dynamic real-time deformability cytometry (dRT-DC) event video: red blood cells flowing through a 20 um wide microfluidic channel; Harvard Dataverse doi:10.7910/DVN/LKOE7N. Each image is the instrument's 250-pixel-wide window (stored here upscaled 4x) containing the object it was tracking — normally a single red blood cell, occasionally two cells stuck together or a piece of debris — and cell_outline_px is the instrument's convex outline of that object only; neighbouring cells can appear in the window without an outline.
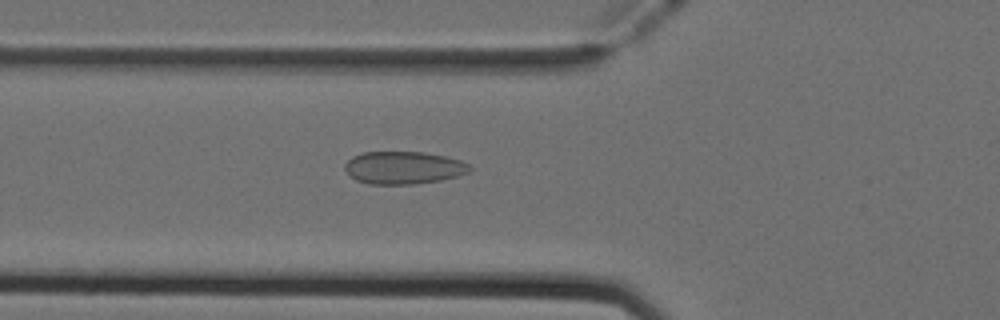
{"species": "Egyptian fruit bat (a non-hibernating species)", "species_latin": "Rousettus aegyptiacus", "temperature_condition": "cold", "stored_images_in_passage": 51, "camera_frame_rate_fps": 3000, "um_per_image_px": 0.085, "animal": {"sex": "female"}, "frame": {"image": 1, "passage_image": 18, "time_ms": 5.667, "image_size_px": [1000, 320], "cell_outline_px": [[472, 168], [468, 172], [456, 176], [440, 180], [412, 184], [368, 184], [356, 180], [344, 168], [344, 164], [352, 156], [364, 152], [424, 152], [444, 156], [460, 160], [468, 164]], "centroid_in_image_um": [34.28, 14.25], "position_along_channel_um": 91.5, "area_um2": 23.58}}
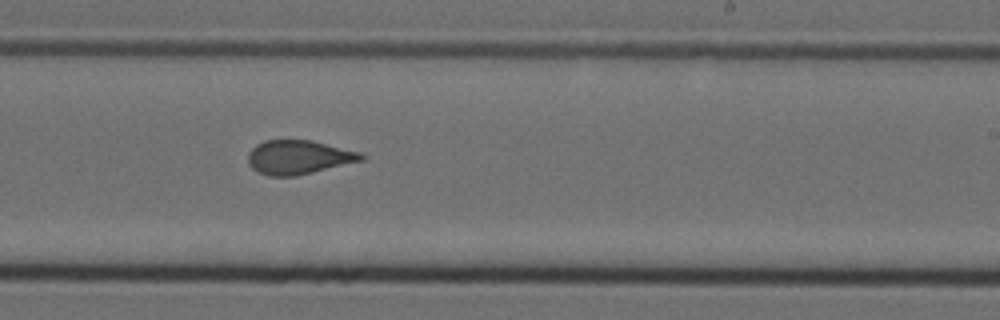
{"frame": {"image": 2, "passage_image": 31, "time_ms": 10.0, "image_size_px": [1000, 320], "cell_outline_px": [[364, 160], [296, 176], [268, 176], [256, 172], [248, 164], [248, 152], [256, 144], [264, 140], [312, 140], [360, 152], [364, 156]], "centroid_in_image_um": [25.34, 13.37], "position_along_channel_um": 263.7, "area_um2": 22.54}}
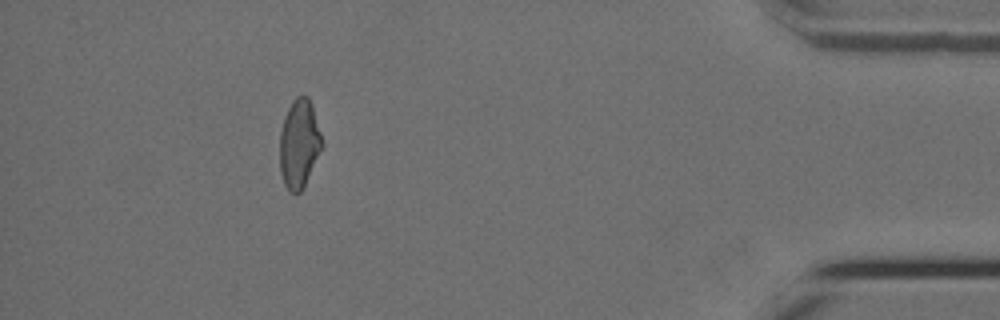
{"frame": {"image": 3, "passage_image": 46, "time_ms": 15.0, "image_size_px": [1000, 320], "cell_outline_px": [[324, 144], [304, 188], [300, 192], [288, 192], [284, 184], [280, 172], [280, 132], [284, 116], [292, 100], [296, 96], [308, 96], [312, 104]], "centroid_in_image_um": [25.43, 12.23], "position_along_channel_um": 409.8, "area_um2": 22.08}, "authors_computed_cell_mechanics": {"area_um2": 22.8888, "velocity_mm_per_s": 3.9639, "shape_relaxation_time_tau1_ms": null, "shape_relaxation_time_tau2_ms": 1.1443, "deformation_change_tau1": null, "deformation_change_tau2": 0.0694}}